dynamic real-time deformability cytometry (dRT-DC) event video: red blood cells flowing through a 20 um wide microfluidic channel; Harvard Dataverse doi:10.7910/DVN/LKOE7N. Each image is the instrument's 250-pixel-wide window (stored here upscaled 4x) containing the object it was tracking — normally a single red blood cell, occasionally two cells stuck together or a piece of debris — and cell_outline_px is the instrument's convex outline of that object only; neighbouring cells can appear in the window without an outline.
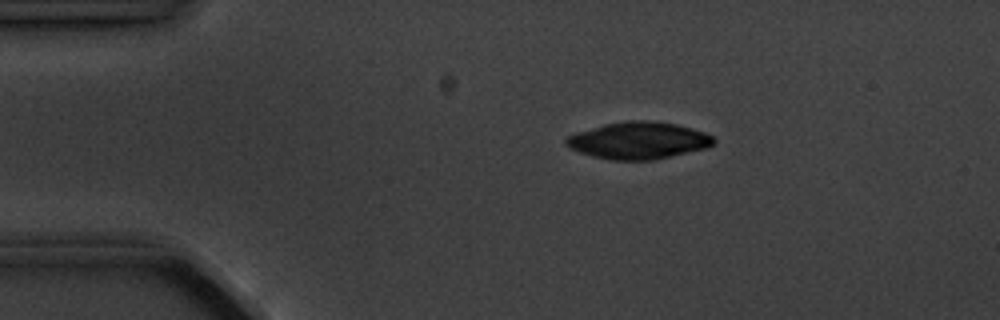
{"species": "common noctule bat (a hibernating species)", "species_latin": "Nyctalus noctula", "temperature_condition": "cold", "stored_images_in_passage": 3, "segment_of_instrument_passage": [1, 2], "camera_frame_rate_fps": 3000, "um_per_image_px": 0.085, "animal": {"sex": "male", "body_mass_g": 20.1, "forearm_length_mm": 53.5}, "frame": {"image": 1, "passage_image": 1, "time_ms": 0.0, "image_size_px": [1000, 320], "cell_outline_px": [[716, 140], [712, 144], [704, 148], [656, 160], [608, 160], [592, 156], [568, 148], [564, 144], [564, 140], [568, 136], [576, 132], [604, 124], [628, 120], [644, 120], [676, 124], [692, 128], [704, 132], [712, 136]], "centroid_in_image_um": [54.22, 11.94], "position_along_channel_um": 30.8, "area_um2": 31.85}}